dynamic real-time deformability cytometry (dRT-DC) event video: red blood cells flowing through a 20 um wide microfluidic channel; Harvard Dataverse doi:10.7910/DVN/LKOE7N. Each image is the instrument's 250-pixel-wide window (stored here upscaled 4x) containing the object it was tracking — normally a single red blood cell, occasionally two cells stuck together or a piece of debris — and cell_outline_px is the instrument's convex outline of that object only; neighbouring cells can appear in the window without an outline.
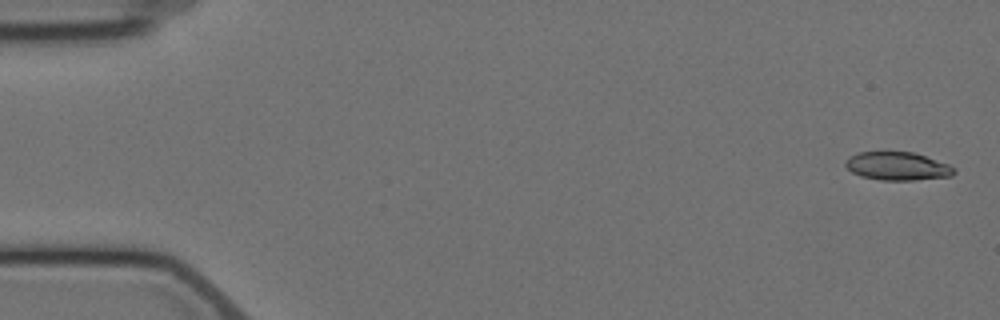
{"species": "Egyptian fruit bat (a non-hibernating species)", "species_latin": "Rousettus aegyptiacus", "temperature_condition": "cold", "stored_images_in_passage": 11, "camera_frame_rate_fps": 3000, "um_per_image_px": 0.085, "animal": {"sex": "female"}, "frame": {"image": 1, "passage_image": 1, "time_ms": 0.0, "image_size_px": [1000, 320], "cell_outline_px": [[956, 172], [952, 176], [912, 180], [880, 180], [860, 176], [852, 172], [844, 164], [844, 160], [848, 156], [860, 152], [916, 152], [948, 164], [956, 168]], "centroid_in_image_um": [76.28, 14.12], "position_along_channel_um": 8.7, "area_um2": 18.03}}
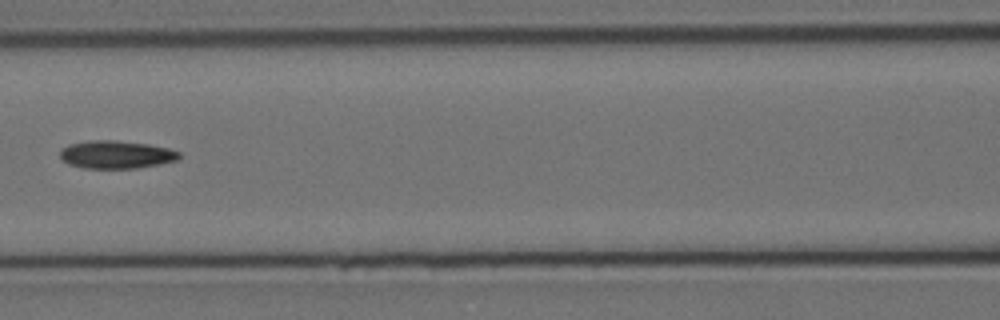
{"frame": {"image": 2, "passage_image": 7, "time_ms": 8.0, "image_size_px": [1000, 320], "cell_outline_px": [[180, 156], [176, 160], [160, 164], [136, 168], [84, 168], [68, 164], [60, 160], [60, 148], [68, 144], [92, 140], [116, 140], [148, 144], [168, 148], [180, 152]], "centroid_in_image_um": [9.83, 13.13], "position_along_channel_um": 156.8, "area_um2": 19.48}}
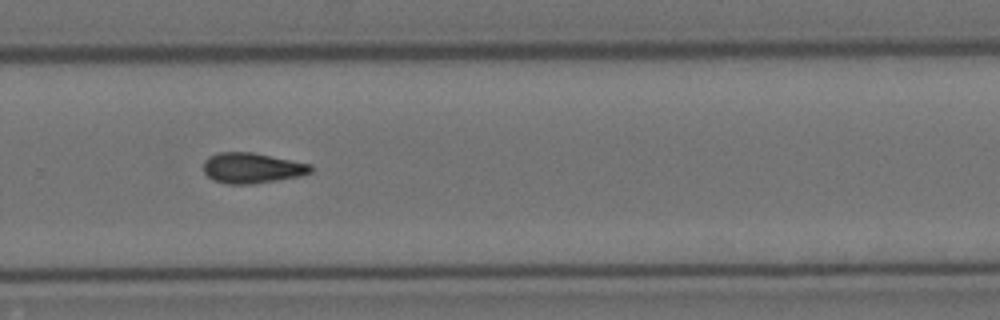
{"frame": {"image": 3, "passage_image": 11, "time_ms": 12.333, "image_size_px": [1000, 320], "cell_outline_px": [[312, 172], [300, 176], [256, 184], [224, 184], [212, 180], [204, 172], [204, 160], [208, 156], [220, 152], [252, 152], [312, 164]], "centroid_in_image_um": [21.41, 14.29], "position_along_channel_um": 308.4, "area_um2": 19.25}}